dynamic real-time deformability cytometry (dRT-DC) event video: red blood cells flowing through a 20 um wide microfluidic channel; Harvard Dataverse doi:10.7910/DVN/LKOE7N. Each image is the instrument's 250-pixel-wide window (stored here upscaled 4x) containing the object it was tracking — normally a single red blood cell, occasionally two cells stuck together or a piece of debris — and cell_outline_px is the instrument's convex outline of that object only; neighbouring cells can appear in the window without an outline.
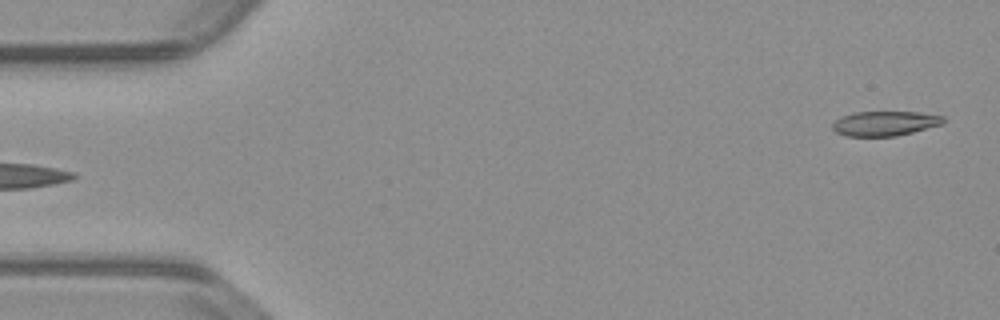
{"species": "common noctule bat (a hibernating species)", "species_latin": "Nyctalus noctula", "temperature_condition": "warm", "stored_images_in_passage": 13, "camera_frame_rate_fps": 3000, "um_per_image_px": 0.085, "animal": {"sex": "male", "body_mass_g": 23.1, "forearm_length_mm": 52.7}, "frame": {"image": 1, "passage_image": 1, "time_ms": 0.0, "image_size_px": [1000, 320], "cell_outline_px": [[948, 120], [944, 124], [896, 136], [844, 136], [836, 132], [832, 128], [832, 124], [840, 116], [852, 112], [916, 112], [944, 116]], "centroid_in_image_um": [75.22, 10.49], "position_along_channel_um": 9.8, "area_um2": 16.13}}
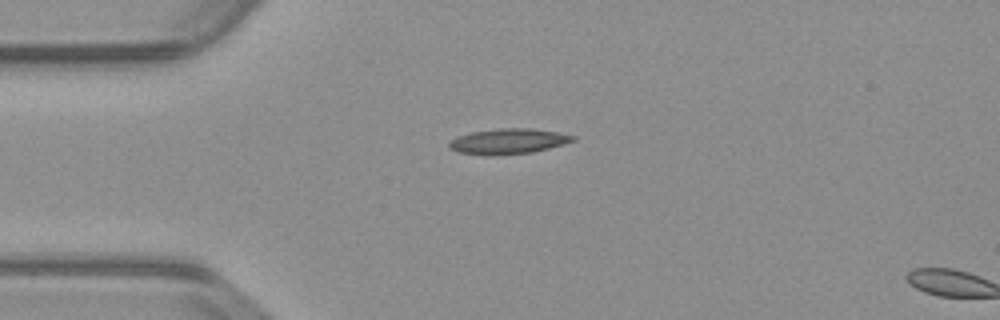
{"frame": {"image": 2, "passage_image": 12, "time_ms": 3.667, "image_size_px": [1000, 320], "cell_outline_px": [[576, 140], [564, 144], [532, 152], [492, 156], [484, 156], [460, 152], [448, 148], [448, 144], [452, 140], [460, 136], [472, 132], [500, 128], [532, 128], [556, 132], [576, 136]], "centroid_in_image_um": [43.21, 12.02], "position_along_channel_um": 41.8, "area_um2": 18.26}}